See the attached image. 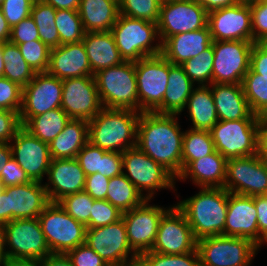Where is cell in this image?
Listing matches in <instances>:
<instances>
[{"label":"cell","instance_id":"45","mask_svg":"<svg viewBox=\"0 0 267 266\" xmlns=\"http://www.w3.org/2000/svg\"><path fill=\"white\" fill-rule=\"evenodd\" d=\"M24 60L35 73L47 72L51 49L40 40L18 44Z\"/></svg>","mask_w":267,"mask_h":266},{"label":"cell","instance_id":"51","mask_svg":"<svg viewBox=\"0 0 267 266\" xmlns=\"http://www.w3.org/2000/svg\"><path fill=\"white\" fill-rule=\"evenodd\" d=\"M66 255L71 260L73 266H109L86 243L69 250Z\"/></svg>","mask_w":267,"mask_h":266},{"label":"cell","instance_id":"3","mask_svg":"<svg viewBox=\"0 0 267 266\" xmlns=\"http://www.w3.org/2000/svg\"><path fill=\"white\" fill-rule=\"evenodd\" d=\"M140 112L103 108L88 121L89 142L105 151L124 152L137 145Z\"/></svg>","mask_w":267,"mask_h":266},{"label":"cell","instance_id":"66","mask_svg":"<svg viewBox=\"0 0 267 266\" xmlns=\"http://www.w3.org/2000/svg\"><path fill=\"white\" fill-rule=\"evenodd\" d=\"M3 266H40V261L5 258Z\"/></svg>","mask_w":267,"mask_h":266},{"label":"cell","instance_id":"64","mask_svg":"<svg viewBox=\"0 0 267 266\" xmlns=\"http://www.w3.org/2000/svg\"><path fill=\"white\" fill-rule=\"evenodd\" d=\"M8 223V197L4 191L0 192V224Z\"/></svg>","mask_w":267,"mask_h":266},{"label":"cell","instance_id":"43","mask_svg":"<svg viewBox=\"0 0 267 266\" xmlns=\"http://www.w3.org/2000/svg\"><path fill=\"white\" fill-rule=\"evenodd\" d=\"M146 266H200L198 250L185 254H161L146 251L139 255Z\"/></svg>","mask_w":267,"mask_h":266},{"label":"cell","instance_id":"29","mask_svg":"<svg viewBox=\"0 0 267 266\" xmlns=\"http://www.w3.org/2000/svg\"><path fill=\"white\" fill-rule=\"evenodd\" d=\"M82 42L93 74L124 62L111 31L85 32Z\"/></svg>","mask_w":267,"mask_h":266},{"label":"cell","instance_id":"21","mask_svg":"<svg viewBox=\"0 0 267 266\" xmlns=\"http://www.w3.org/2000/svg\"><path fill=\"white\" fill-rule=\"evenodd\" d=\"M212 41L253 42L251 11L249 5L236 4L208 13Z\"/></svg>","mask_w":267,"mask_h":266},{"label":"cell","instance_id":"2","mask_svg":"<svg viewBox=\"0 0 267 266\" xmlns=\"http://www.w3.org/2000/svg\"><path fill=\"white\" fill-rule=\"evenodd\" d=\"M229 192L223 187L203 188L175 204L185 215L195 238L225 235Z\"/></svg>","mask_w":267,"mask_h":266},{"label":"cell","instance_id":"48","mask_svg":"<svg viewBox=\"0 0 267 266\" xmlns=\"http://www.w3.org/2000/svg\"><path fill=\"white\" fill-rule=\"evenodd\" d=\"M105 152V150L92 145L88 141L76 155L75 159L80 164L86 176L93 173L101 174L102 157Z\"/></svg>","mask_w":267,"mask_h":266},{"label":"cell","instance_id":"61","mask_svg":"<svg viewBox=\"0 0 267 266\" xmlns=\"http://www.w3.org/2000/svg\"><path fill=\"white\" fill-rule=\"evenodd\" d=\"M40 266H73V264L66 254L51 253L40 261Z\"/></svg>","mask_w":267,"mask_h":266},{"label":"cell","instance_id":"56","mask_svg":"<svg viewBox=\"0 0 267 266\" xmlns=\"http://www.w3.org/2000/svg\"><path fill=\"white\" fill-rule=\"evenodd\" d=\"M122 173V153L106 151L102 157L101 175L112 178Z\"/></svg>","mask_w":267,"mask_h":266},{"label":"cell","instance_id":"26","mask_svg":"<svg viewBox=\"0 0 267 266\" xmlns=\"http://www.w3.org/2000/svg\"><path fill=\"white\" fill-rule=\"evenodd\" d=\"M212 43L209 27L168 37L161 44V54L172 64L182 65L201 54Z\"/></svg>","mask_w":267,"mask_h":266},{"label":"cell","instance_id":"67","mask_svg":"<svg viewBox=\"0 0 267 266\" xmlns=\"http://www.w3.org/2000/svg\"><path fill=\"white\" fill-rule=\"evenodd\" d=\"M0 254L6 258L5 228L0 224Z\"/></svg>","mask_w":267,"mask_h":266},{"label":"cell","instance_id":"28","mask_svg":"<svg viewBox=\"0 0 267 266\" xmlns=\"http://www.w3.org/2000/svg\"><path fill=\"white\" fill-rule=\"evenodd\" d=\"M227 159L217 150L212 154L192 161L177 180L191 179L198 187H224L226 181Z\"/></svg>","mask_w":267,"mask_h":266},{"label":"cell","instance_id":"71","mask_svg":"<svg viewBox=\"0 0 267 266\" xmlns=\"http://www.w3.org/2000/svg\"><path fill=\"white\" fill-rule=\"evenodd\" d=\"M259 44L267 51V38L260 41Z\"/></svg>","mask_w":267,"mask_h":266},{"label":"cell","instance_id":"65","mask_svg":"<svg viewBox=\"0 0 267 266\" xmlns=\"http://www.w3.org/2000/svg\"><path fill=\"white\" fill-rule=\"evenodd\" d=\"M12 157V150L9 143H0V175L2 168Z\"/></svg>","mask_w":267,"mask_h":266},{"label":"cell","instance_id":"34","mask_svg":"<svg viewBox=\"0 0 267 266\" xmlns=\"http://www.w3.org/2000/svg\"><path fill=\"white\" fill-rule=\"evenodd\" d=\"M70 119L60 107L32 117L23 127L42 142L49 144L63 131Z\"/></svg>","mask_w":267,"mask_h":266},{"label":"cell","instance_id":"32","mask_svg":"<svg viewBox=\"0 0 267 266\" xmlns=\"http://www.w3.org/2000/svg\"><path fill=\"white\" fill-rule=\"evenodd\" d=\"M88 141V121L70 119L63 131L48 144L51 159L76 158Z\"/></svg>","mask_w":267,"mask_h":266},{"label":"cell","instance_id":"10","mask_svg":"<svg viewBox=\"0 0 267 266\" xmlns=\"http://www.w3.org/2000/svg\"><path fill=\"white\" fill-rule=\"evenodd\" d=\"M4 228L6 258L41 261L51 254L38 218L14 219Z\"/></svg>","mask_w":267,"mask_h":266},{"label":"cell","instance_id":"35","mask_svg":"<svg viewBox=\"0 0 267 266\" xmlns=\"http://www.w3.org/2000/svg\"><path fill=\"white\" fill-rule=\"evenodd\" d=\"M106 200L123 213L141 205L146 198L122 173L110 178Z\"/></svg>","mask_w":267,"mask_h":266},{"label":"cell","instance_id":"72","mask_svg":"<svg viewBox=\"0 0 267 266\" xmlns=\"http://www.w3.org/2000/svg\"><path fill=\"white\" fill-rule=\"evenodd\" d=\"M161 4L163 3H170V2H177V1H184V0H159Z\"/></svg>","mask_w":267,"mask_h":266},{"label":"cell","instance_id":"50","mask_svg":"<svg viewBox=\"0 0 267 266\" xmlns=\"http://www.w3.org/2000/svg\"><path fill=\"white\" fill-rule=\"evenodd\" d=\"M253 43L267 38V0H260L250 6Z\"/></svg>","mask_w":267,"mask_h":266},{"label":"cell","instance_id":"19","mask_svg":"<svg viewBox=\"0 0 267 266\" xmlns=\"http://www.w3.org/2000/svg\"><path fill=\"white\" fill-rule=\"evenodd\" d=\"M149 202L151 200L146 199L141 205L122 214L128 242L138 255L152 249L160 219L169 209L150 205Z\"/></svg>","mask_w":267,"mask_h":266},{"label":"cell","instance_id":"16","mask_svg":"<svg viewBox=\"0 0 267 266\" xmlns=\"http://www.w3.org/2000/svg\"><path fill=\"white\" fill-rule=\"evenodd\" d=\"M207 23L208 12L196 1L163 3L157 24L161 44L173 35L205 28Z\"/></svg>","mask_w":267,"mask_h":266},{"label":"cell","instance_id":"12","mask_svg":"<svg viewBox=\"0 0 267 266\" xmlns=\"http://www.w3.org/2000/svg\"><path fill=\"white\" fill-rule=\"evenodd\" d=\"M214 60L212 84H242L250 69L253 42L212 41Z\"/></svg>","mask_w":267,"mask_h":266},{"label":"cell","instance_id":"40","mask_svg":"<svg viewBox=\"0 0 267 266\" xmlns=\"http://www.w3.org/2000/svg\"><path fill=\"white\" fill-rule=\"evenodd\" d=\"M214 51L212 44L204 50L201 54L185 61L181 66L183 67L189 79L200 85L212 84V70H213Z\"/></svg>","mask_w":267,"mask_h":266},{"label":"cell","instance_id":"15","mask_svg":"<svg viewBox=\"0 0 267 266\" xmlns=\"http://www.w3.org/2000/svg\"><path fill=\"white\" fill-rule=\"evenodd\" d=\"M197 250V239L184 213L174 204L160 219L150 251L161 254H185Z\"/></svg>","mask_w":267,"mask_h":266},{"label":"cell","instance_id":"57","mask_svg":"<svg viewBox=\"0 0 267 266\" xmlns=\"http://www.w3.org/2000/svg\"><path fill=\"white\" fill-rule=\"evenodd\" d=\"M254 204L257 209V224L259 232V248L267 244V193L254 196Z\"/></svg>","mask_w":267,"mask_h":266},{"label":"cell","instance_id":"47","mask_svg":"<svg viewBox=\"0 0 267 266\" xmlns=\"http://www.w3.org/2000/svg\"><path fill=\"white\" fill-rule=\"evenodd\" d=\"M23 87L10 81L6 77H0V109L19 112L22 105Z\"/></svg>","mask_w":267,"mask_h":266},{"label":"cell","instance_id":"49","mask_svg":"<svg viewBox=\"0 0 267 266\" xmlns=\"http://www.w3.org/2000/svg\"><path fill=\"white\" fill-rule=\"evenodd\" d=\"M35 0H3L0 8L11 28L31 14Z\"/></svg>","mask_w":267,"mask_h":266},{"label":"cell","instance_id":"44","mask_svg":"<svg viewBox=\"0 0 267 266\" xmlns=\"http://www.w3.org/2000/svg\"><path fill=\"white\" fill-rule=\"evenodd\" d=\"M94 199L85 191L70 194L61 199L58 204L76 221L85 226L90 221Z\"/></svg>","mask_w":267,"mask_h":266},{"label":"cell","instance_id":"5","mask_svg":"<svg viewBox=\"0 0 267 266\" xmlns=\"http://www.w3.org/2000/svg\"><path fill=\"white\" fill-rule=\"evenodd\" d=\"M94 77L104 108L139 112L135 62L102 69Z\"/></svg>","mask_w":267,"mask_h":266},{"label":"cell","instance_id":"70","mask_svg":"<svg viewBox=\"0 0 267 266\" xmlns=\"http://www.w3.org/2000/svg\"><path fill=\"white\" fill-rule=\"evenodd\" d=\"M259 1L260 0H237L238 4L249 6L258 3Z\"/></svg>","mask_w":267,"mask_h":266},{"label":"cell","instance_id":"6","mask_svg":"<svg viewBox=\"0 0 267 266\" xmlns=\"http://www.w3.org/2000/svg\"><path fill=\"white\" fill-rule=\"evenodd\" d=\"M210 133L215 150L226 159L258 154L259 119L218 121Z\"/></svg>","mask_w":267,"mask_h":266},{"label":"cell","instance_id":"18","mask_svg":"<svg viewBox=\"0 0 267 266\" xmlns=\"http://www.w3.org/2000/svg\"><path fill=\"white\" fill-rule=\"evenodd\" d=\"M62 88L61 108L71 119L90 121L104 108L94 76L64 79Z\"/></svg>","mask_w":267,"mask_h":266},{"label":"cell","instance_id":"1","mask_svg":"<svg viewBox=\"0 0 267 266\" xmlns=\"http://www.w3.org/2000/svg\"><path fill=\"white\" fill-rule=\"evenodd\" d=\"M178 114L141 112L137 147L165 168L176 180L182 173L183 134Z\"/></svg>","mask_w":267,"mask_h":266},{"label":"cell","instance_id":"30","mask_svg":"<svg viewBox=\"0 0 267 266\" xmlns=\"http://www.w3.org/2000/svg\"><path fill=\"white\" fill-rule=\"evenodd\" d=\"M194 86L195 84L186 75L183 67L169 61L168 85L163 102L153 112L181 115Z\"/></svg>","mask_w":267,"mask_h":266},{"label":"cell","instance_id":"13","mask_svg":"<svg viewBox=\"0 0 267 266\" xmlns=\"http://www.w3.org/2000/svg\"><path fill=\"white\" fill-rule=\"evenodd\" d=\"M228 192L261 196L267 193V159L258 153L247 157L227 159L226 181Z\"/></svg>","mask_w":267,"mask_h":266},{"label":"cell","instance_id":"63","mask_svg":"<svg viewBox=\"0 0 267 266\" xmlns=\"http://www.w3.org/2000/svg\"><path fill=\"white\" fill-rule=\"evenodd\" d=\"M11 36V26L5 19L3 12L0 8V43L8 42Z\"/></svg>","mask_w":267,"mask_h":266},{"label":"cell","instance_id":"69","mask_svg":"<svg viewBox=\"0 0 267 266\" xmlns=\"http://www.w3.org/2000/svg\"><path fill=\"white\" fill-rule=\"evenodd\" d=\"M4 67H5V62L3 60V55H2V43H0V77L3 76Z\"/></svg>","mask_w":267,"mask_h":266},{"label":"cell","instance_id":"54","mask_svg":"<svg viewBox=\"0 0 267 266\" xmlns=\"http://www.w3.org/2000/svg\"><path fill=\"white\" fill-rule=\"evenodd\" d=\"M0 181L4 187H7L29 183L31 180L28 178L25 171L19 166L17 161L11 157V159L2 168Z\"/></svg>","mask_w":267,"mask_h":266},{"label":"cell","instance_id":"41","mask_svg":"<svg viewBox=\"0 0 267 266\" xmlns=\"http://www.w3.org/2000/svg\"><path fill=\"white\" fill-rule=\"evenodd\" d=\"M55 24L60 37V45L78 43L84 38L85 30L80 14L76 10H56Z\"/></svg>","mask_w":267,"mask_h":266},{"label":"cell","instance_id":"46","mask_svg":"<svg viewBox=\"0 0 267 266\" xmlns=\"http://www.w3.org/2000/svg\"><path fill=\"white\" fill-rule=\"evenodd\" d=\"M122 212L107 200H94L86 229L103 227L122 218Z\"/></svg>","mask_w":267,"mask_h":266},{"label":"cell","instance_id":"24","mask_svg":"<svg viewBox=\"0 0 267 266\" xmlns=\"http://www.w3.org/2000/svg\"><path fill=\"white\" fill-rule=\"evenodd\" d=\"M225 236L246 238L259 247L254 197L229 192Z\"/></svg>","mask_w":267,"mask_h":266},{"label":"cell","instance_id":"36","mask_svg":"<svg viewBox=\"0 0 267 266\" xmlns=\"http://www.w3.org/2000/svg\"><path fill=\"white\" fill-rule=\"evenodd\" d=\"M2 55L5 62L3 77L25 87L34 78L35 72L24 60L18 45L3 42Z\"/></svg>","mask_w":267,"mask_h":266},{"label":"cell","instance_id":"25","mask_svg":"<svg viewBox=\"0 0 267 266\" xmlns=\"http://www.w3.org/2000/svg\"><path fill=\"white\" fill-rule=\"evenodd\" d=\"M47 72L60 80L94 76L82 41L51 49Z\"/></svg>","mask_w":267,"mask_h":266},{"label":"cell","instance_id":"14","mask_svg":"<svg viewBox=\"0 0 267 266\" xmlns=\"http://www.w3.org/2000/svg\"><path fill=\"white\" fill-rule=\"evenodd\" d=\"M62 80L48 72L35 73L34 78L23 87L22 105L19 111L24 126L32 117L61 107Z\"/></svg>","mask_w":267,"mask_h":266},{"label":"cell","instance_id":"31","mask_svg":"<svg viewBox=\"0 0 267 266\" xmlns=\"http://www.w3.org/2000/svg\"><path fill=\"white\" fill-rule=\"evenodd\" d=\"M78 13L85 32L111 31L120 15L115 0H80Z\"/></svg>","mask_w":267,"mask_h":266},{"label":"cell","instance_id":"37","mask_svg":"<svg viewBox=\"0 0 267 266\" xmlns=\"http://www.w3.org/2000/svg\"><path fill=\"white\" fill-rule=\"evenodd\" d=\"M56 9L42 0H35L30 16L39 32V40L50 49L60 46V37L55 24Z\"/></svg>","mask_w":267,"mask_h":266},{"label":"cell","instance_id":"27","mask_svg":"<svg viewBox=\"0 0 267 266\" xmlns=\"http://www.w3.org/2000/svg\"><path fill=\"white\" fill-rule=\"evenodd\" d=\"M210 87L219 121L259 119L250 110L242 84H211Z\"/></svg>","mask_w":267,"mask_h":266},{"label":"cell","instance_id":"53","mask_svg":"<svg viewBox=\"0 0 267 266\" xmlns=\"http://www.w3.org/2000/svg\"><path fill=\"white\" fill-rule=\"evenodd\" d=\"M21 127L19 112L0 109V143H9Z\"/></svg>","mask_w":267,"mask_h":266},{"label":"cell","instance_id":"39","mask_svg":"<svg viewBox=\"0 0 267 266\" xmlns=\"http://www.w3.org/2000/svg\"><path fill=\"white\" fill-rule=\"evenodd\" d=\"M250 110L257 116L267 115V77L248 70L242 81Z\"/></svg>","mask_w":267,"mask_h":266},{"label":"cell","instance_id":"8","mask_svg":"<svg viewBox=\"0 0 267 266\" xmlns=\"http://www.w3.org/2000/svg\"><path fill=\"white\" fill-rule=\"evenodd\" d=\"M259 249L241 237L217 235L197 240L200 266H250Z\"/></svg>","mask_w":267,"mask_h":266},{"label":"cell","instance_id":"11","mask_svg":"<svg viewBox=\"0 0 267 266\" xmlns=\"http://www.w3.org/2000/svg\"><path fill=\"white\" fill-rule=\"evenodd\" d=\"M139 112H153L162 102L168 85L169 61L162 55L135 62Z\"/></svg>","mask_w":267,"mask_h":266},{"label":"cell","instance_id":"52","mask_svg":"<svg viewBox=\"0 0 267 266\" xmlns=\"http://www.w3.org/2000/svg\"><path fill=\"white\" fill-rule=\"evenodd\" d=\"M39 40L38 28L31 16L23 19L11 28L10 42L13 44H22Z\"/></svg>","mask_w":267,"mask_h":266},{"label":"cell","instance_id":"23","mask_svg":"<svg viewBox=\"0 0 267 266\" xmlns=\"http://www.w3.org/2000/svg\"><path fill=\"white\" fill-rule=\"evenodd\" d=\"M3 191L8 197V222L14 219L38 218L51 203L44 183H29L7 186Z\"/></svg>","mask_w":267,"mask_h":266},{"label":"cell","instance_id":"59","mask_svg":"<svg viewBox=\"0 0 267 266\" xmlns=\"http://www.w3.org/2000/svg\"><path fill=\"white\" fill-rule=\"evenodd\" d=\"M258 153L267 159V115L259 116V146Z\"/></svg>","mask_w":267,"mask_h":266},{"label":"cell","instance_id":"42","mask_svg":"<svg viewBox=\"0 0 267 266\" xmlns=\"http://www.w3.org/2000/svg\"><path fill=\"white\" fill-rule=\"evenodd\" d=\"M159 0H121L119 2L120 14L157 23L160 17Z\"/></svg>","mask_w":267,"mask_h":266},{"label":"cell","instance_id":"22","mask_svg":"<svg viewBox=\"0 0 267 266\" xmlns=\"http://www.w3.org/2000/svg\"><path fill=\"white\" fill-rule=\"evenodd\" d=\"M44 187L50 202L84 191L86 175L75 158L51 159Z\"/></svg>","mask_w":267,"mask_h":266},{"label":"cell","instance_id":"17","mask_svg":"<svg viewBox=\"0 0 267 266\" xmlns=\"http://www.w3.org/2000/svg\"><path fill=\"white\" fill-rule=\"evenodd\" d=\"M85 243L109 266H116L139 256L128 242L122 218L103 227L86 229Z\"/></svg>","mask_w":267,"mask_h":266},{"label":"cell","instance_id":"55","mask_svg":"<svg viewBox=\"0 0 267 266\" xmlns=\"http://www.w3.org/2000/svg\"><path fill=\"white\" fill-rule=\"evenodd\" d=\"M109 180L110 178L100 173L90 174L86 176L84 191L94 200H106Z\"/></svg>","mask_w":267,"mask_h":266},{"label":"cell","instance_id":"38","mask_svg":"<svg viewBox=\"0 0 267 266\" xmlns=\"http://www.w3.org/2000/svg\"><path fill=\"white\" fill-rule=\"evenodd\" d=\"M215 151L210 131L188 129L183 134L182 171L194 160Z\"/></svg>","mask_w":267,"mask_h":266},{"label":"cell","instance_id":"68","mask_svg":"<svg viewBox=\"0 0 267 266\" xmlns=\"http://www.w3.org/2000/svg\"><path fill=\"white\" fill-rule=\"evenodd\" d=\"M116 266H146V264L139 256H137L134 259L122 262V263H120L119 265H116Z\"/></svg>","mask_w":267,"mask_h":266},{"label":"cell","instance_id":"4","mask_svg":"<svg viewBox=\"0 0 267 266\" xmlns=\"http://www.w3.org/2000/svg\"><path fill=\"white\" fill-rule=\"evenodd\" d=\"M111 33L124 61L136 62L161 54L157 23L120 14ZM155 41L158 42L154 44Z\"/></svg>","mask_w":267,"mask_h":266},{"label":"cell","instance_id":"7","mask_svg":"<svg viewBox=\"0 0 267 266\" xmlns=\"http://www.w3.org/2000/svg\"><path fill=\"white\" fill-rule=\"evenodd\" d=\"M122 163L123 174L147 200L162 188L176 187V179L137 146L122 152Z\"/></svg>","mask_w":267,"mask_h":266},{"label":"cell","instance_id":"58","mask_svg":"<svg viewBox=\"0 0 267 266\" xmlns=\"http://www.w3.org/2000/svg\"><path fill=\"white\" fill-rule=\"evenodd\" d=\"M250 69L262 77H267V51L259 43H254L252 47Z\"/></svg>","mask_w":267,"mask_h":266},{"label":"cell","instance_id":"60","mask_svg":"<svg viewBox=\"0 0 267 266\" xmlns=\"http://www.w3.org/2000/svg\"><path fill=\"white\" fill-rule=\"evenodd\" d=\"M201 5L208 13L217 9L232 7L238 4L237 0H193Z\"/></svg>","mask_w":267,"mask_h":266},{"label":"cell","instance_id":"74","mask_svg":"<svg viewBox=\"0 0 267 266\" xmlns=\"http://www.w3.org/2000/svg\"><path fill=\"white\" fill-rule=\"evenodd\" d=\"M3 189H4V186H3V184H2L1 181H0V192H2Z\"/></svg>","mask_w":267,"mask_h":266},{"label":"cell","instance_id":"20","mask_svg":"<svg viewBox=\"0 0 267 266\" xmlns=\"http://www.w3.org/2000/svg\"><path fill=\"white\" fill-rule=\"evenodd\" d=\"M9 144L12 157L28 178L31 181L42 182L44 175L47 176L51 162L48 143L42 142L22 126Z\"/></svg>","mask_w":267,"mask_h":266},{"label":"cell","instance_id":"62","mask_svg":"<svg viewBox=\"0 0 267 266\" xmlns=\"http://www.w3.org/2000/svg\"><path fill=\"white\" fill-rule=\"evenodd\" d=\"M51 5L56 10H76L78 11L80 0H42Z\"/></svg>","mask_w":267,"mask_h":266},{"label":"cell","instance_id":"9","mask_svg":"<svg viewBox=\"0 0 267 266\" xmlns=\"http://www.w3.org/2000/svg\"><path fill=\"white\" fill-rule=\"evenodd\" d=\"M51 253L66 254L85 244L86 226L76 221L58 203H50L38 216Z\"/></svg>","mask_w":267,"mask_h":266},{"label":"cell","instance_id":"33","mask_svg":"<svg viewBox=\"0 0 267 266\" xmlns=\"http://www.w3.org/2000/svg\"><path fill=\"white\" fill-rule=\"evenodd\" d=\"M185 108L192 121L191 129L210 131L219 121L210 85L194 87Z\"/></svg>","mask_w":267,"mask_h":266},{"label":"cell","instance_id":"73","mask_svg":"<svg viewBox=\"0 0 267 266\" xmlns=\"http://www.w3.org/2000/svg\"><path fill=\"white\" fill-rule=\"evenodd\" d=\"M4 259L5 258L0 254V266H3Z\"/></svg>","mask_w":267,"mask_h":266}]
</instances>
